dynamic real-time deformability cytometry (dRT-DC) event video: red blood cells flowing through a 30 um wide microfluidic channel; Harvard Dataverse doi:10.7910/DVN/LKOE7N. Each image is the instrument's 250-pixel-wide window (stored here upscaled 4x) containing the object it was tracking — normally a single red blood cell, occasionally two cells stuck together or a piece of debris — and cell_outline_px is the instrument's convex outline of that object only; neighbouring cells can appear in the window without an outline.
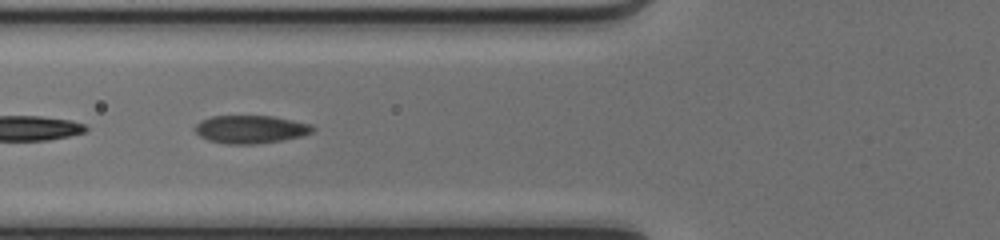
{"species": "common noctule bat (a hibernating species)", "species_latin": "Nyctalus noctula", "temperature_condition": "cold", "stored_images_in_passage": 24, "camera_frame_rate_fps": 3000, "um_per_image_px": 0.085, "animal": {"sex": "female", "body_mass_g": 17.0, "forearm_length_mm": 48.0}, "frame": {"image": 1, "passage_image": 8, "time_ms": 2.333, "image_size_px": [1000, 240], "cell_outline_px": [[316, 128], [312, 132], [300, 136], [280, 140], [252, 144], [228, 144], [208, 140], [200, 136], [196, 132], [196, 124], [200, 120], [212, 116], [272, 116], [312, 124]], "centroid_in_image_um": [21.3, 10.98], "position_along_channel_um": 104.5, "area_um2": 19.02}}
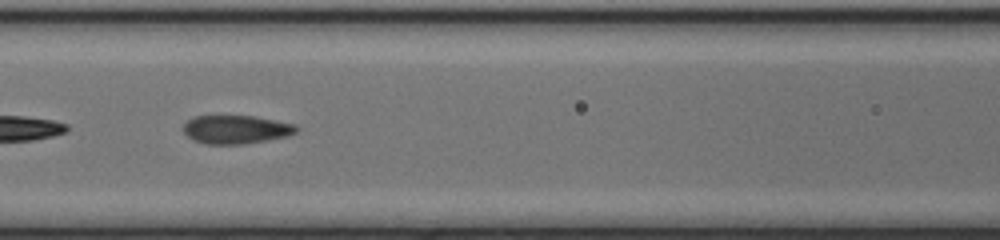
{"frame": {"image": 2, "passage_image": 11, "time_ms": 3.333, "image_size_px": [1000, 240], "cell_outline_px": [[300, 128], [296, 132], [288, 136], [268, 140], [244, 144], [204, 144], [192, 140], [184, 132], [184, 124], [188, 120], [196, 116], [252, 116], [296, 124]], "centroid_in_image_um": [20.08, 11.01], "position_along_channel_um": 146.5, "area_um2": 18.79}}